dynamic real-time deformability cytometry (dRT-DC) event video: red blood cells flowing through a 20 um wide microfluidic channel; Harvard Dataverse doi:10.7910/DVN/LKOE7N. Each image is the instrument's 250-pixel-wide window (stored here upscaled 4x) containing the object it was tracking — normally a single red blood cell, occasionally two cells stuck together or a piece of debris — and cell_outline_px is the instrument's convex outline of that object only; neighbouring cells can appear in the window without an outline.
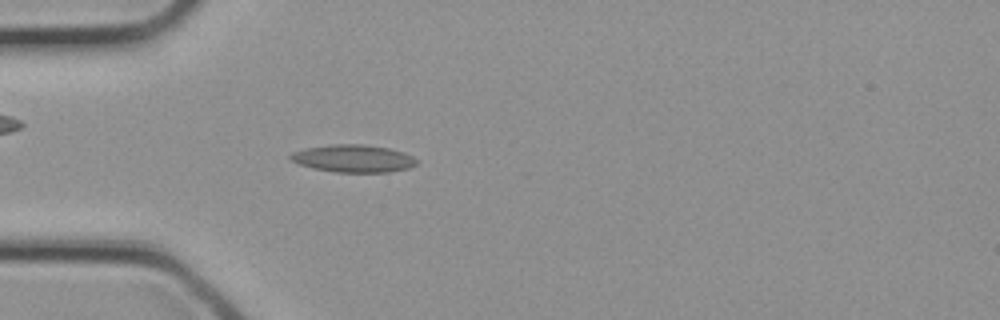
{"species": "common noctule bat (a hibernating species)", "species_latin": "Nyctalus noctula", "temperature_condition": "cold", "stored_images_in_passage": 11, "camera_frame_rate_fps": 3000, "um_per_image_px": 0.085, "animal": {"sex": "female", "body_mass_g": 21.9}, "frame": {"image": 1, "passage_image": 3, "time_ms": 0.667, "image_size_px": [1000, 320], "cell_outline_px": [[416, 164], [408, 168], [388, 172], [336, 172], [312, 168], [300, 164], [292, 160], [288, 156], [292, 152], [304, 148], [332, 144], [360, 144], [388, 148], [404, 152], [412, 156], [416, 160]], "centroid_in_image_um": [30.01, 13.47], "position_along_channel_um": 55.0, "area_um2": 20.11}}
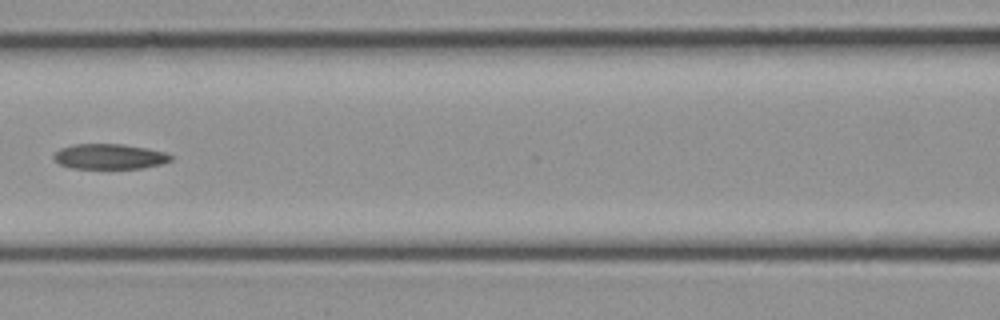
{"frame": {"image": 2, "passage_image": 8, "time_ms": 2.333, "image_size_px": [1000, 320], "cell_outline_px": [[172, 160], [160, 164], [140, 168], [72, 168], [60, 164], [52, 160], [52, 156], [60, 148], [72, 144], [124, 144], [148, 148], [164, 152], [172, 156]], "centroid_in_image_um": [9.27, 13.29], "position_along_channel_um": 157.3, "area_um2": 17.22}}
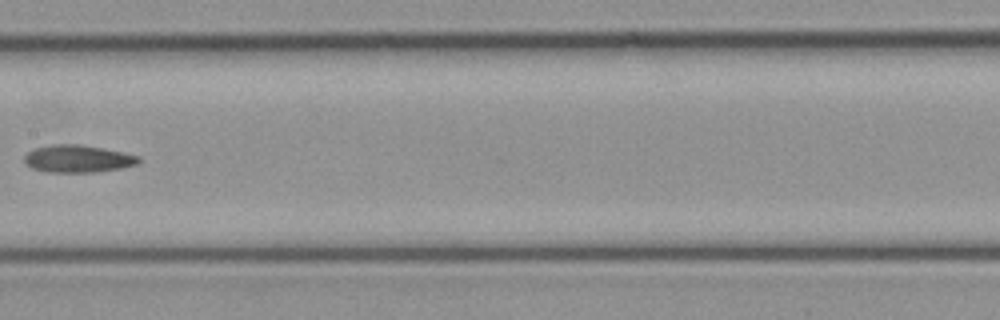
{"frame": {"image": 3, "passage_image": 10, "time_ms": 3.0, "image_size_px": [1000, 320], "cell_outline_px": [[140, 160], [136, 164], [120, 168], [96, 172], [48, 172], [32, 168], [24, 160], [24, 156], [32, 148], [52, 144], [80, 144], [124, 152], [140, 156]], "centroid_in_image_um": [6.6, 13.48], "position_along_channel_um": 200.8, "area_um2": 18.26}}